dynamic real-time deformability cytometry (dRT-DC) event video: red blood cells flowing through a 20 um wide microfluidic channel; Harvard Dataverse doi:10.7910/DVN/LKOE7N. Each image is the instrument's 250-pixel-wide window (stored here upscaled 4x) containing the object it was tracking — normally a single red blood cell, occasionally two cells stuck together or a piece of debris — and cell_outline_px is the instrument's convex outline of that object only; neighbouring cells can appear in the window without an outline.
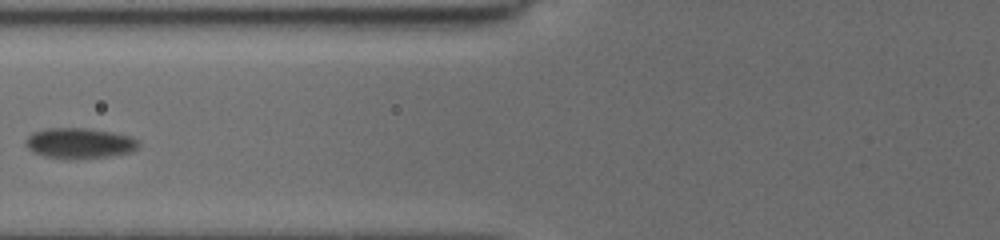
{"species": "common noctule bat (a hibernating species)", "species_latin": "Nyctalus noctula", "temperature_condition": "cold", "stored_images_in_passage": 6, "camera_frame_rate_fps": 3000, "um_per_image_px": 0.085, "animal": {"sex": "female", "body_mass_g": 19.5, "forearm_length_mm": 54.1}, "frame": {"image": 1, "passage_image": 5, "time_ms": 4.667, "image_size_px": [1000, 240], "cell_outline_px": [[140, 144], [136, 148], [128, 152], [112, 156], [76, 160], [60, 160], [44, 156], [28, 148], [28, 136], [36, 132], [52, 128], [84, 128], [108, 132], [128, 136], [136, 140]], "centroid_in_image_um": [6.76, 12.21], "position_along_channel_um": 119.0, "area_um2": 19.77}}
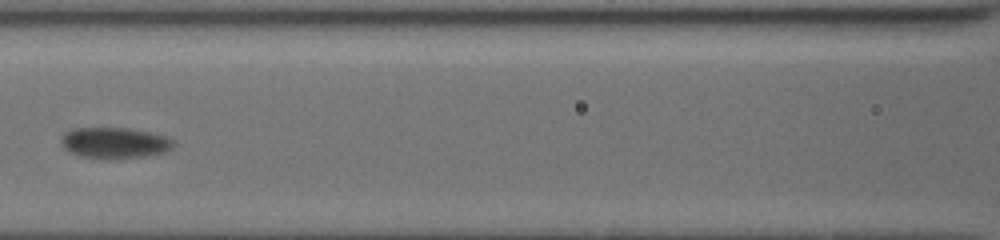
{"frame": {"image": 2, "passage_image": 6, "time_ms": 5.667, "image_size_px": [1000, 240], "cell_outline_px": [[172, 148], [164, 152], [144, 156], [116, 160], [100, 160], [80, 156], [64, 148], [60, 144], [60, 140], [64, 132], [72, 128], [120, 128], [144, 132], [160, 136], [172, 140]], "centroid_in_image_um": [9.62, 12.18], "position_along_channel_um": 157.0, "area_um2": 20.17}}